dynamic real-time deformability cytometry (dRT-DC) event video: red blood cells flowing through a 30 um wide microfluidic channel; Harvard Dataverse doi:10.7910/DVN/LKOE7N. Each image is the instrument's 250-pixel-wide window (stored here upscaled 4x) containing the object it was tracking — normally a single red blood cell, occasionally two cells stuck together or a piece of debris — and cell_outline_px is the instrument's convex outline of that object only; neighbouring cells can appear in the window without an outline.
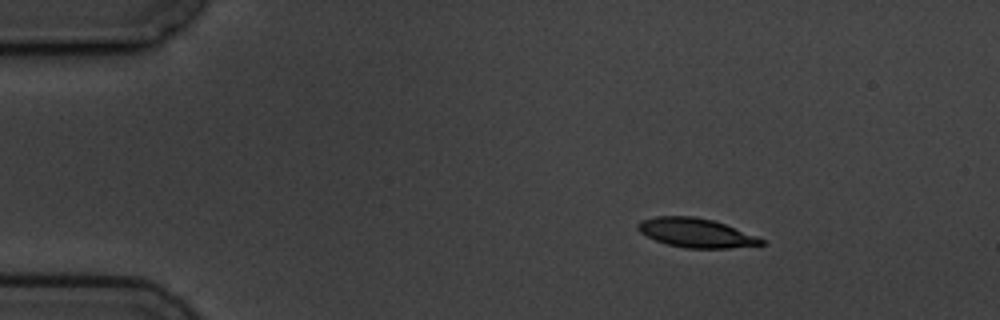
{"species": "common noctule bat (a hibernating species)", "species_latin": "Nyctalus noctula", "temperature_condition": "cold", "stored_images_in_passage": 6, "camera_frame_rate_fps": 3000, "um_per_image_px": 0.085, "animal": {"sex": "male", "body_mass_g": 19.5, "forearm_length_mm": 54.6}, "frame": {"image": 1, "passage_image": 1, "time_ms": 0.0, "image_size_px": [1000, 320], "cell_outline_px": [[764, 244], [732, 248], [684, 248], [668, 244], [656, 240], [640, 232], [636, 228], [636, 224], [640, 220], [656, 216], [692, 216], [712, 220], [724, 224], [756, 236], [764, 240]], "centroid_in_image_um": [59.12, 19.79], "position_along_channel_um": 25.9, "area_um2": 20.75}}
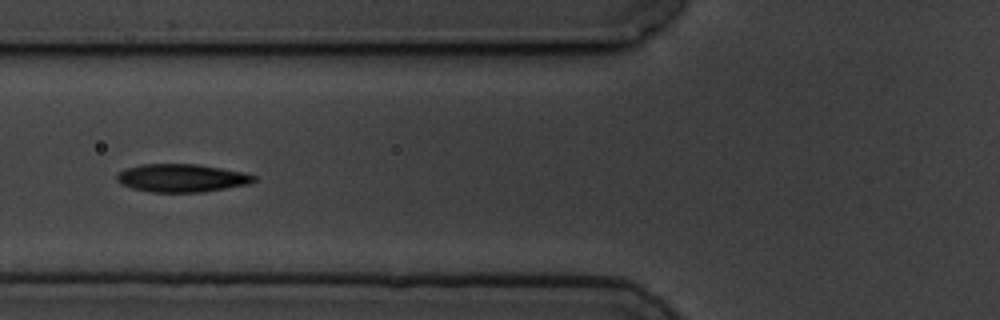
{"frame": {"image": 2, "passage_image": 4, "time_ms": 4.333, "image_size_px": [1000, 320], "cell_outline_px": [[260, 180], [252, 184], [204, 192], [152, 192], [132, 188], [120, 184], [116, 180], [116, 176], [124, 168], [140, 164], [196, 164], [244, 172], [256, 176]], "centroid_in_image_um": [15.49, 15.13], "position_along_channel_um": 110.3, "area_um2": 22.72}}
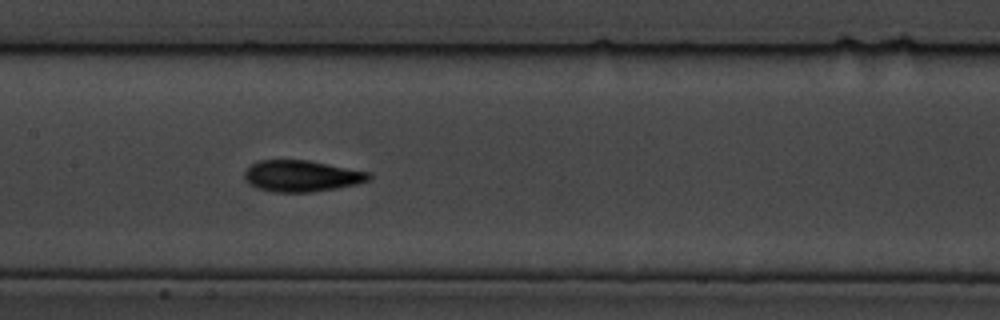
{"frame": {"image": 3, "passage_image": 6, "time_ms": 6.333, "image_size_px": [1000, 320], "cell_outline_px": [[372, 176], [368, 180], [356, 184], [336, 188], [312, 192], [272, 192], [256, 188], [248, 184], [244, 180], [244, 172], [256, 160], [308, 160], [372, 172]], "centroid_in_image_um": [25.62, 14.96], "position_along_channel_um": 181.8, "area_um2": 22.95}}